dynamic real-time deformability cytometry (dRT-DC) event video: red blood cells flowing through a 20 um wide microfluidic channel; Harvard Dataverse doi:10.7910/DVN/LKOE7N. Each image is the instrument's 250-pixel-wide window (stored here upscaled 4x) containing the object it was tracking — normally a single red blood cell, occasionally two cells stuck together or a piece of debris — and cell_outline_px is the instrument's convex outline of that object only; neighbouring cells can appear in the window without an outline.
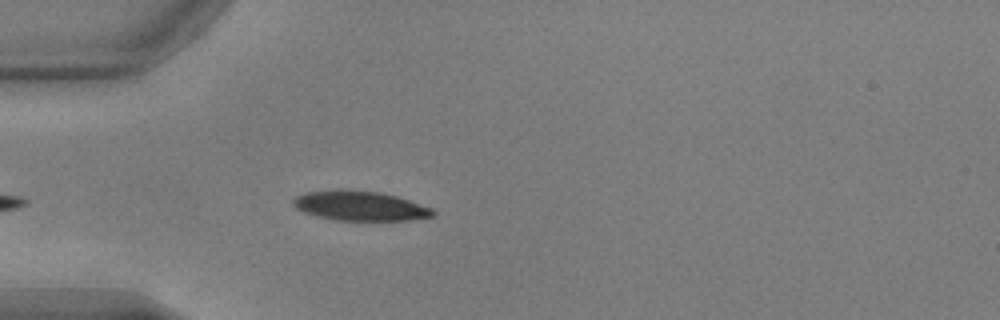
{"species": "common noctule bat (a hibernating species)", "species_latin": "Nyctalus noctula", "temperature_condition": "warm", "stored_images_in_passage": 39, "camera_frame_rate_fps": 3000, "um_per_image_px": 0.085, "animal": {"sex": "male", "body_mass_g": 17.9, "forearm_length_mm": 54.2}, "frame": {"image": 1, "passage_image": 4, "time_ms": 1.0, "image_size_px": [1000, 320], "cell_outline_px": [[436, 212], [432, 216], [408, 220], [336, 220], [316, 216], [304, 212], [296, 208], [292, 204], [292, 200], [296, 196], [304, 192], [340, 188], [380, 192], [396, 196], [432, 208]], "centroid_in_image_um": [30.54, 17.48], "position_along_channel_um": 54.5, "area_um2": 24.28}}
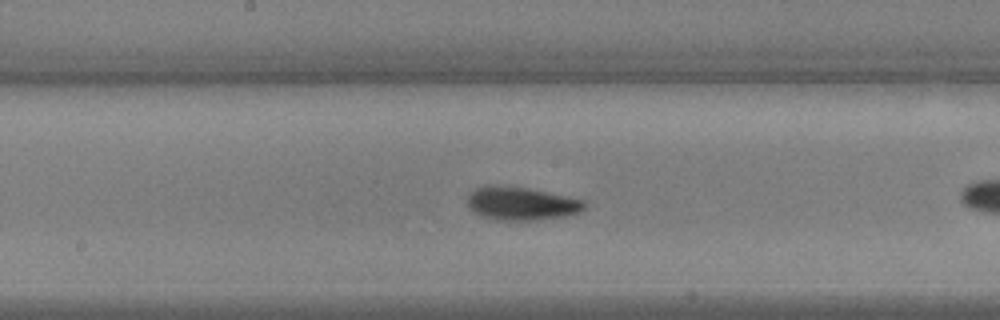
{"frame": {"image": 2, "passage_image": 13, "time_ms": 4.0, "image_size_px": [1000, 320], "cell_outline_px": [[588, 204], [580, 212], [564, 216], [532, 220], [496, 220], [472, 212], [468, 208], [468, 196], [476, 188], [484, 184], [496, 184], [528, 188], [584, 200]], "centroid_in_image_um": [44.28, 17.28], "position_along_channel_um": 203.9, "area_um2": 22.77}}
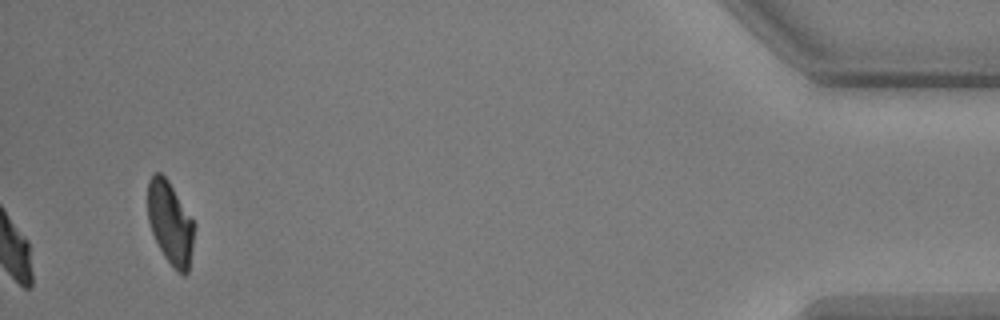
{"frame": {"image": 3, "passage_image": 39, "time_ms": 12.667, "image_size_px": [1000, 320], "cell_outline_px": [[196, 224], [188, 272], [184, 276], [176, 272], [164, 256], [152, 232], [148, 220], [148, 180], [156, 172], [160, 172], [168, 180]], "centroid_in_image_um": [14.49, 18.97], "position_along_channel_um": 420.7, "area_um2": 22.48}, "authors_computed_cell_mechanics": {"area_um2": 21.386, "velocity_mm_per_s": 3.8078, "shape_relaxation_time_tau1_ms": 1.9951, "shape_relaxation_time_tau2_ms": 2.6453, "deformation_change_tau1": 0.093, "deformation_change_tau2": 0.0488}}